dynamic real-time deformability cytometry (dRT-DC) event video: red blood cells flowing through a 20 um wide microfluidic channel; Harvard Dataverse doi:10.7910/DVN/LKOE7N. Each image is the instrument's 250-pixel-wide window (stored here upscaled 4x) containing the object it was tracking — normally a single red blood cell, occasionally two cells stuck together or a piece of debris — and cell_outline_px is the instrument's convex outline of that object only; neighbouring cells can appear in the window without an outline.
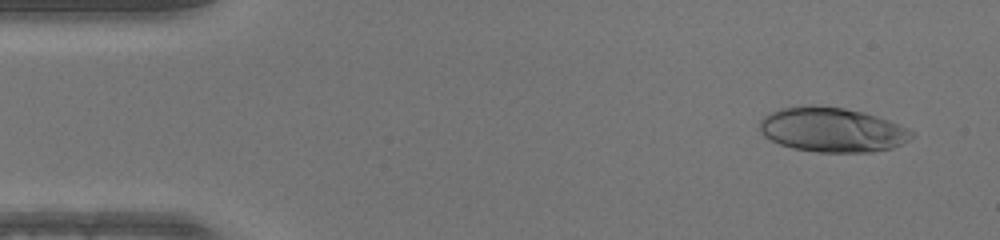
{"species": "human", "species_latin": "Homo sapiens", "temperature_condition": "warm", "stored_images_in_passage": 48, "camera_frame_rate_fps": 3000, "um_per_image_px": 0.085, "donor": {"sex": "male"}, "frame": {"image": 1, "passage_image": 3, "time_ms": 0.667, "image_size_px": [1000, 240], "cell_outline_px": [[916, 136], [892, 148], [872, 152], [816, 152], [792, 148], [780, 144], [764, 136], [760, 132], [760, 120], [764, 116], [780, 108], [808, 104], [812, 104], [844, 108], [864, 112], [888, 120], [908, 128]], "centroid_in_image_um": [70.72, 11.02], "position_along_channel_um": 14.3, "area_um2": 39.65}}
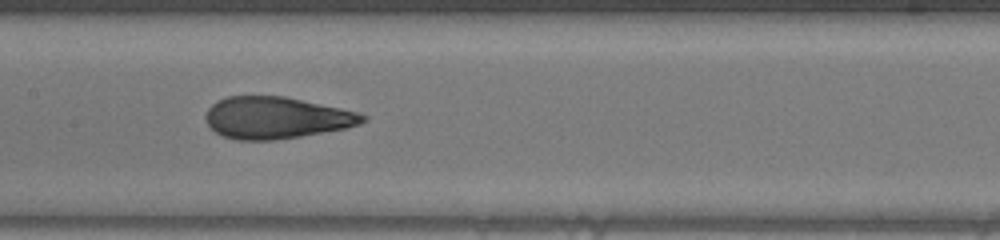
{"frame": {"image": 2, "passage_image": 23, "time_ms": 7.333, "image_size_px": [1000, 240], "cell_outline_px": [[368, 120], [360, 124], [344, 128], [300, 136], [272, 140], [236, 140], [224, 136], [216, 132], [208, 124], [204, 116], [208, 108], [216, 100], [228, 96], [284, 96], [360, 112], [368, 116]], "centroid_in_image_um": [23.48, 10.0], "position_along_channel_um": 183.9, "area_um2": 38.21}}
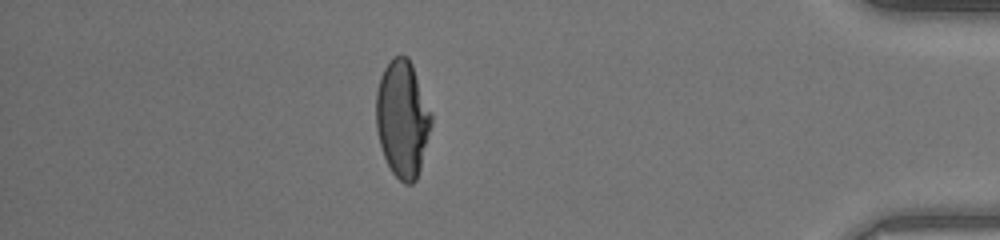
{"frame": {"image": 3, "passage_image": 42, "time_ms": 13.667, "image_size_px": [1000, 240], "cell_outline_px": [[432, 124], [420, 168], [416, 180], [412, 184], [404, 184], [392, 172], [384, 156], [380, 144], [376, 128], [376, 92], [380, 76], [384, 68], [392, 56], [400, 52], [408, 56], [412, 64], [432, 116]], "centroid_in_image_um": [34.19, 10.06], "position_along_channel_um": 401.0, "area_um2": 37.69}}